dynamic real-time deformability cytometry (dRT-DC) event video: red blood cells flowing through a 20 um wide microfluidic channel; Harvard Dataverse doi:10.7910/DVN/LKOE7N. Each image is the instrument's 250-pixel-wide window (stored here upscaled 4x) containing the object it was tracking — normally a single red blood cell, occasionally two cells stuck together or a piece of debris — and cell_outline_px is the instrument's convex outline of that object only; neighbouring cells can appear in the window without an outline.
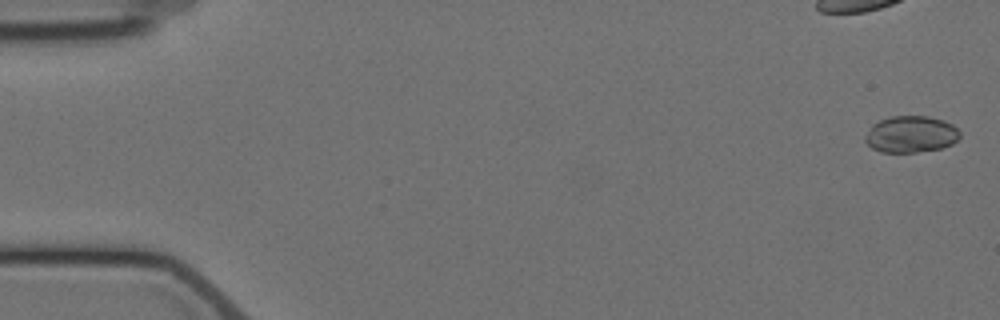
{"species": "Egyptian fruit bat (a non-hibernating species)", "species_latin": "Rousettus aegyptiacus", "temperature_condition": "cold", "stored_images_in_passage": 4, "camera_frame_rate_fps": 3000, "um_per_image_px": 0.085, "animal": {"sex": "female"}, "frame": {"image": 1, "passage_image": 1, "time_ms": 0.0, "image_size_px": [1000, 320], "cell_outline_px": [[960, 136], [952, 144], [940, 148], [916, 152], [880, 152], [872, 148], [864, 140], [864, 136], [872, 124], [880, 120], [892, 116], [928, 116], [944, 120], [952, 124], [960, 132]], "centroid_in_image_um": [77.41, 11.41], "position_along_channel_um": 7.6, "area_um2": 20.23}}